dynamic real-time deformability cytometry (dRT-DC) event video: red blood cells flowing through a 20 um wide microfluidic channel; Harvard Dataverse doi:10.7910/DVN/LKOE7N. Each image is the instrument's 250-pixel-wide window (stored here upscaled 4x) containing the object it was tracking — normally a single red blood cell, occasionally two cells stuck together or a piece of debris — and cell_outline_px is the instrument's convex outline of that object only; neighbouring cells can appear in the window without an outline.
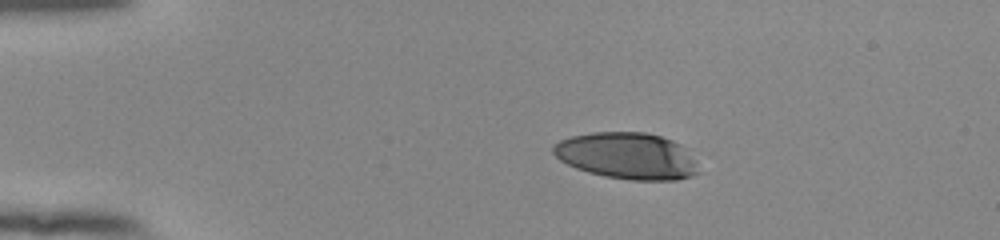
{"species": "human", "species_latin": "Homo sapiens", "temperature_condition": "room temperature", "stored_images_in_passage": 44, "camera_frame_rate_fps": 3000, "um_per_image_px": 0.085, "donor": {"sex": "female"}, "frame": {"image": 1, "passage_image": 1, "time_ms": 0.0, "image_size_px": [1000, 240], "cell_outline_px": [[700, 172], [692, 176], [676, 180], [628, 180], [604, 176], [588, 172], [576, 168], [560, 160], [552, 152], [552, 148], [560, 140], [572, 136], [592, 132], [644, 132], [660, 136], [672, 140], [680, 144], [696, 160]], "centroid_in_image_um": [53.32, 13.25], "position_along_channel_um": 31.7, "area_um2": 39.48}}
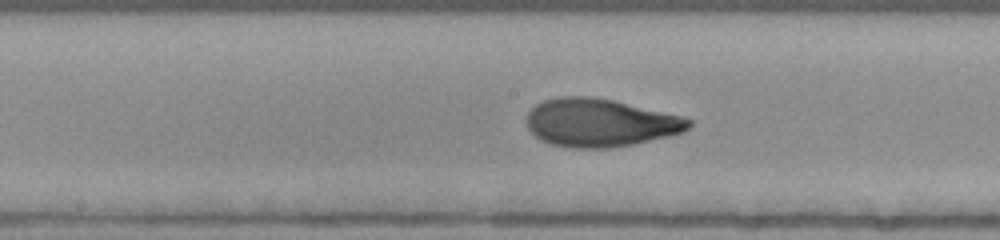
{"frame": {"image": 2, "passage_image": 19, "time_ms": 6.0, "image_size_px": [1000, 240], "cell_outline_px": [[692, 124], [684, 132], [668, 136], [632, 144], [608, 148], [576, 148], [552, 144], [540, 140], [528, 128], [528, 112], [536, 104], [544, 100], [560, 96], [588, 96], [612, 100], [680, 116], [692, 120]], "centroid_in_image_um": [50.99, 10.43], "position_along_channel_um": 197.2, "area_um2": 44.91}}
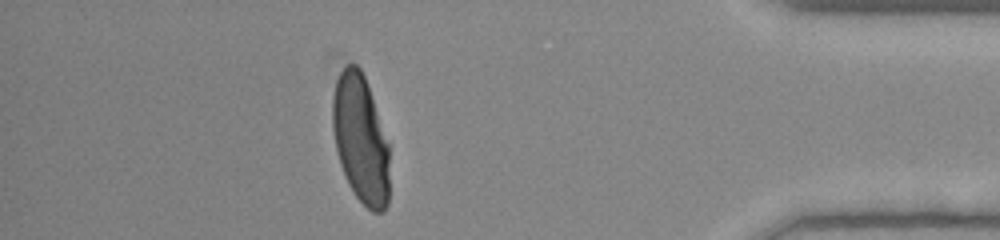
{"frame": {"image": 3, "passage_image": 38, "time_ms": 12.333, "image_size_px": [1000, 240], "cell_outline_px": [[388, 204], [384, 212], [372, 212], [356, 196], [348, 184], [344, 176], [336, 152], [332, 128], [332, 96], [336, 80], [344, 64], [356, 64], [360, 68], [368, 84], [388, 144]], "centroid_in_image_um": [30.62, 11.8], "position_along_channel_um": 404.6, "area_um2": 42.66}, "authors_computed_cell_mechanics": {"area_um2": 44.0725, "velocity_mm_per_s": 3.8784, "shape_relaxation_time_tau1_ms": 4.4757, "shape_relaxation_time_tau2_ms": 0.7504, "deformation_change_tau1": 0.2438, "deformation_change_tau2": 0.0641}}